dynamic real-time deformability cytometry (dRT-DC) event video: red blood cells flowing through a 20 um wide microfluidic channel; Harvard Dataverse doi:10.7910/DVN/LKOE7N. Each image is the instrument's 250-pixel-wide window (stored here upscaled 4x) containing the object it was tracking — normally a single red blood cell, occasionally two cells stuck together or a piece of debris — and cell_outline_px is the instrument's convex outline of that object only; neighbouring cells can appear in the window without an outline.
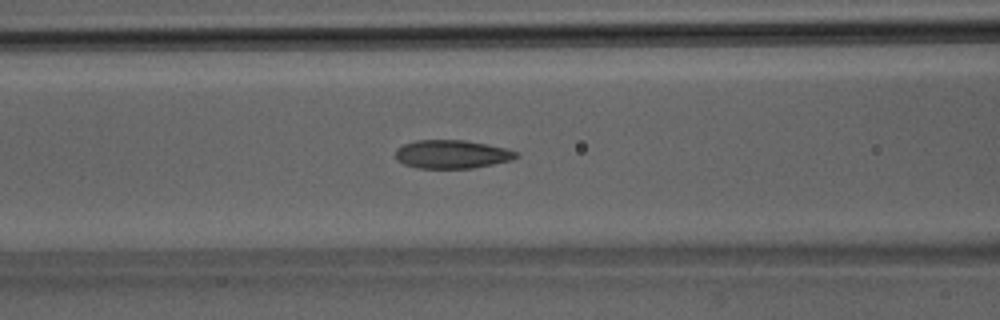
{"species": "Egyptian fruit bat (a non-hibernating species)", "species_latin": "Rousettus aegyptiacus", "temperature_condition": "room temperature", "stored_images_in_passage": 39, "camera_frame_rate_fps": 3000, "um_per_image_px": 0.085, "animal": {"sex": "male"}, "frame": {"image": 1, "passage_image": 16, "time_ms": 5.0, "image_size_px": [1000, 320], "cell_outline_px": [[520, 156], [512, 160], [472, 168], [416, 168], [404, 164], [396, 160], [396, 148], [404, 144], [416, 140], [464, 140], [488, 144], [508, 148], [520, 152]], "centroid_in_image_um": [38.45, 13.1], "position_along_channel_um": 128.2, "area_um2": 20.23}}
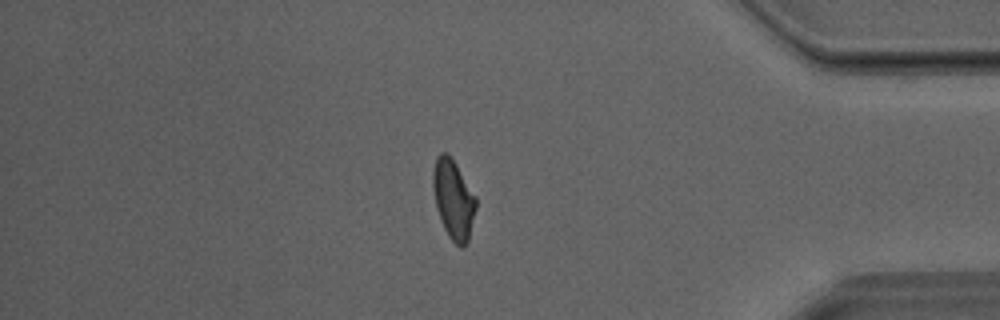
{"frame": {"image": 2, "passage_image": 33, "time_ms": 10.667, "image_size_px": [1000, 320], "cell_outline_px": [[476, 208], [468, 240], [460, 248], [448, 236], [444, 228], [436, 208], [432, 188], [432, 172], [436, 156], [440, 152], [444, 152], [456, 164], [476, 196]], "centroid_in_image_um": [38.52, 16.93], "position_along_channel_um": 396.7, "area_um2": 19.77}}
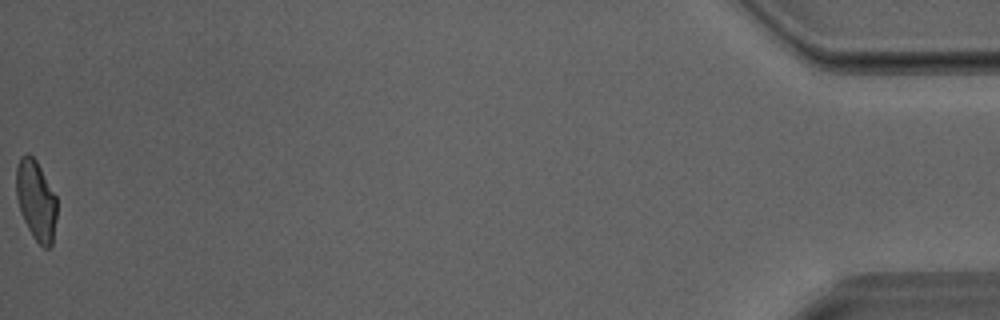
{"frame": {"image": 3, "passage_image": 39, "time_ms": 12.667, "image_size_px": [1000, 320], "cell_outline_px": [[56, 220], [52, 244], [48, 248], [44, 248], [32, 236], [20, 212], [16, 196], [16, 168], [20, 156], [32, 156], [36, 160], [56, 196]], "centroid_in_image_um": [3.06, 17.05], "position_along_channel_um": 432.1, "area_um2": 18.79}}